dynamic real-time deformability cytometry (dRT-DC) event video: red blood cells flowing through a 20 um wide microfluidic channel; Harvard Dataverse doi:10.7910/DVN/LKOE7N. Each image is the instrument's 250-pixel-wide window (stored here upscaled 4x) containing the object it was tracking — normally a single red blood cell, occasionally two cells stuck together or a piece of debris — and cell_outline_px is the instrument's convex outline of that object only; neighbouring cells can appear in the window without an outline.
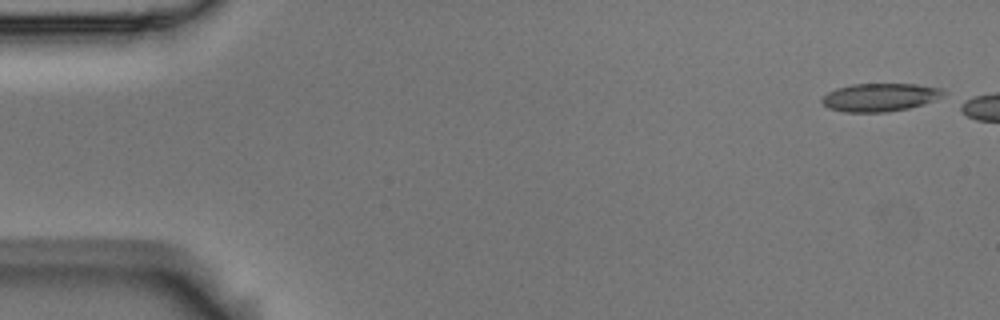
{"species": "Egyptian fruit bat (a non-hibernating species)", "species_latin": "Rousettus aegyptiacus", "temperature_condition": "room temperature", "stored_images_in_passage": 2, "camera_frame_rate_fps": 3000, "um_per_image_px": 0.085, "animal": {"sex": "male"}, "frame": {"image": 1, "passage_image": 1, "time_ms": 0.0, "image_size_px": [1000, 320], "cell_outline_px": [[948, 92], [924, 104], [908, 108], [888, 112], [844, 112], [828, 108], [820, 100], [828, 92], [836, 88], [852, 84], [916, 84], [944, 88]], "centroid_in_image_um": [74.8, 8.26], "position_along_channel_um": 10.2, "area_um2": 19.94}}